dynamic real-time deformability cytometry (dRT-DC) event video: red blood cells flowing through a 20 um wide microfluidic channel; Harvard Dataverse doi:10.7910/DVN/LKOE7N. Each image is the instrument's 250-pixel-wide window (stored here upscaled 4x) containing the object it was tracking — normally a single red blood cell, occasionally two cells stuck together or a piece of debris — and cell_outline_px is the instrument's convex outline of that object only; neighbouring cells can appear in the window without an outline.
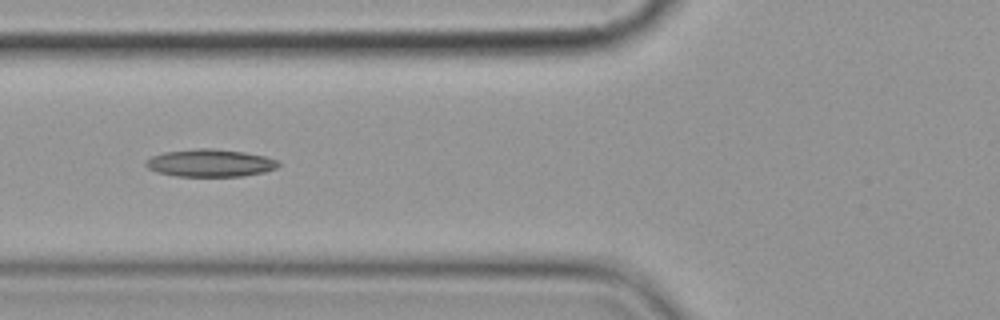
{"species": "common noctule bat (a hibernating species)", "species_latin": "Nyctalus noctula", "temperature_condition": "cold", "stored_images_in_passage": 9, "camera_frame_rate_fps": 3000, "um_per_image_px": 0.085, "animal": {"sex": "female", "body_mass_g": 19.9}, "frame": {"image": 1, "passage_image": 6, "time_ms": 6.0, "image_size_px": [1000, 320], "cell_outline_px": [[280, 164], [276, 168], [264, 172], [240, 176], [176, 176], [156, 172], [148, 168], [144, 164], [144, 160], [152, 156], [164, 152], [196, 148], [212, 148], [244, 152], [264, 156], [280, 160]], "centroid_in_image_um": [17.84, 13.85], "position_along_channel_um": 108.0, "area_um2": 21.39}}
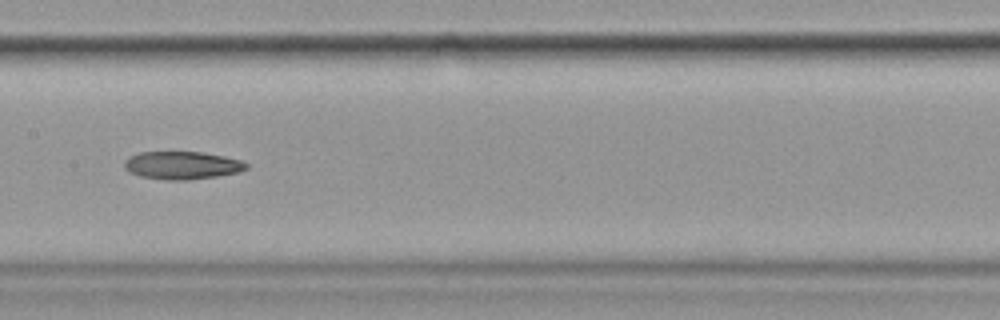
{"frame": {"image": 2, "passage_image": 8, "time_ms": 8.333, "image_size_px": [1000, 320], "cell_outline_px": [[248, 168], [240, 172], [216, 176], [188, 180], [168, 180], [140, 176], [128, 172], [124, 168], [124, 160], [128, 156], [140, 152], [200, 152], [224, 156], [240, 160], [248, 164]], "centroid_in_image_um": [15.45, 14.05], "position_along_channel_um": 192.0, "area_um2": 19.88}}
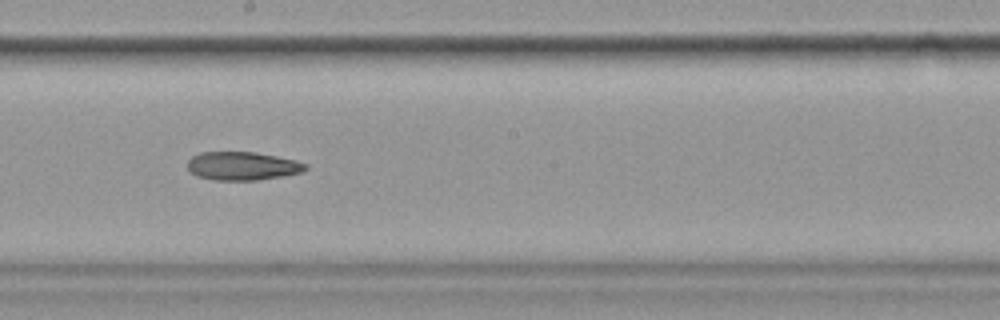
{"frame": {"image": 3, "passage_image": 9, "time_ms": 9.333, "image_size_px": [1000, 320], "cell_outline_px": [[308, 168], [300, 172], [280, 176], [256, 180], [212, 180], [196, 176], [188, 168], [188, 160], [192, 156], [200, 152], [256, 152], [296, 160], [308, 164]], "centroid_in_image_um": [20.59, 14.1], "position_along_channel_um": 227.6, "area_um2": 19.48}}